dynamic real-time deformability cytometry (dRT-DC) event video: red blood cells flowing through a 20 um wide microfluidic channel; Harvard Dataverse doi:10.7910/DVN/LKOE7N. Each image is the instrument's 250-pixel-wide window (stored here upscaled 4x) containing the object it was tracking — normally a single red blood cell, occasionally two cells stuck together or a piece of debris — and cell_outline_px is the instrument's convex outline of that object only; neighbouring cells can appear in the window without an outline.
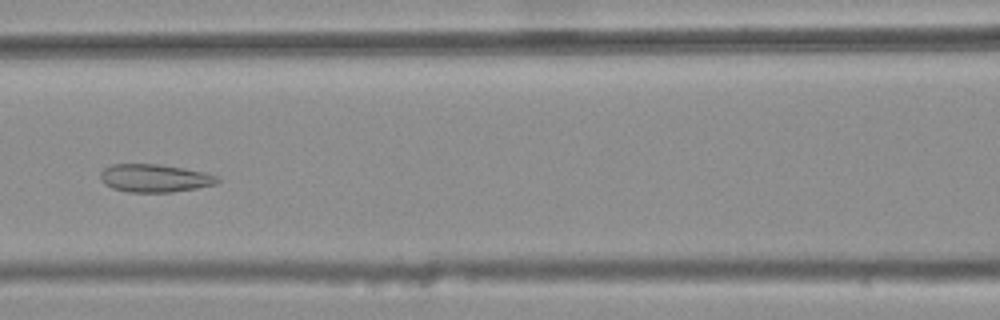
{"species": "common noctule bat (a hibernating species)", "species_latin": "Nyctalus noctula", "temperature_condition": "warm", "stored_images_in_passage": 44, "camera_frame_rate_fps": 3000, "um_per_image_px": 0.085, "animal": {"sex": "female", "body_mass_g": 25.1}, "frame": {"image": 1, "passage_image": 23, "time_ms": 7.333, "image_size_px": [1000, 320], "cell_outline_px": [[220, 180], [216, 184], [196, 188], [172, 192], [128, 192], [112, 188], [104, 184], [100, 180], [100, 172], [104, 168], [112, 164], [156, 164], [184, 168], [204, 172], [216, 176]], "centroid_in_image_um": [13.11, 15.14], "position_along_channel_um": 153.5, "area_um2": 19.07}}
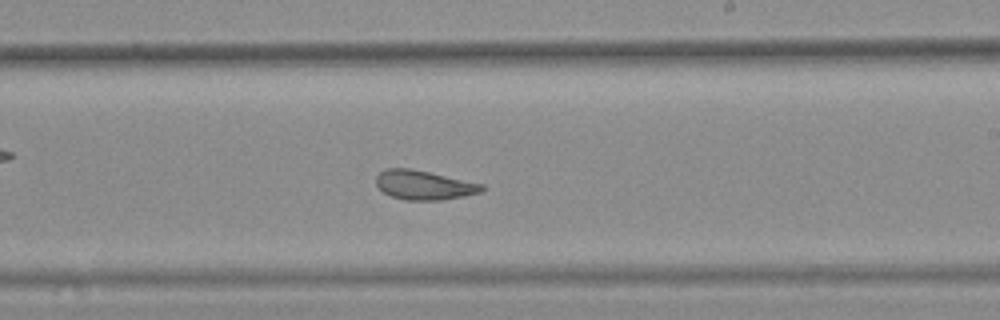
{"frame": {"image": 2, "passage_image": 31, "time_ms": 10.0, "image_size_px": [1000, 320], "cell_outline_px": [[484, 188], [480, 192], [464, 196], [440, 200], [404, 200], [392, 196], [384, 192], [376, 184], [376, 176], [384, 168], [408, 168], [428, 172], [484, 184]], "centroid_in_image_um": [36.02, 15.73], "position_along_channel_um": 253.0, "area_um2": 17.86}}
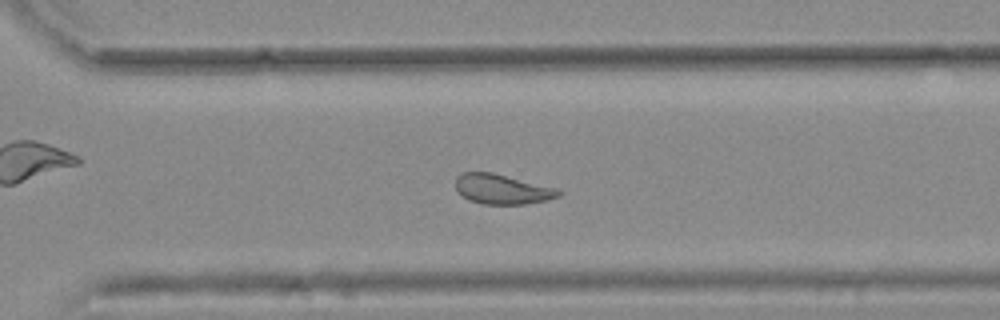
{"frame": {"image": 3, "passage_image": 37, "time_ms": 12.0, "image_size_px": [1000, 320], "cell_outline_px": [[564, 192], [560, 196], [548, 200], [524, 204], [480, 204], [468, 200], [456, 192], [456, 176], [464, 172], [492, 172], [556, 188]], "centroid_in_image_um": [42.67, 16.09], "position_along_channel_um": 327.9, "area_um2": 18.09}, "authors_computed_cell_mechanics": {"area_um2": 19.5075, "velocity_mm_per_s": 3.7376, "shape_relaxation_time_tau1_ms": null, "shape_relaxation_time_tau2_ms": 1.8312, "deformation_change_tau1": null, "deformation_change_tau2": 0.0882}}